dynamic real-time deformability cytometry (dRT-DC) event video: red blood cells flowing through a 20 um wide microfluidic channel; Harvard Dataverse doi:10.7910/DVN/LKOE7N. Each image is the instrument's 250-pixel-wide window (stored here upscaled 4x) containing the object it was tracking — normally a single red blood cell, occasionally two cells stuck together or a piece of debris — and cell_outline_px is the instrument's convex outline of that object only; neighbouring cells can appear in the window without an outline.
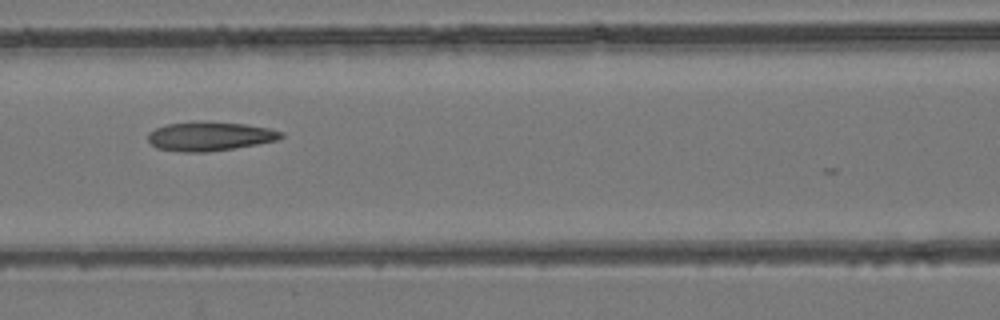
{"species": "common noctule bat (a hibernating species)", "species_latin": "Nyctalus noctula", "temperature_condition": "room temperature", "stored_images_in_passage": 18, "camera_frame_rate_fps": 3000, "um_per_image_px": 0.085, "animal": {"sex": "female", "body_mass_g": 24.6, "forearm_length_mm": 56.2}, "frame": {"image": 1, "passage_image": 15, "time_ms": 4.667, "image_size_px": [1000, 320], "cell_outline_px": [[284, 136], [276, 140], [256, 144], [208, 152], [184, 152], [156, 148], [148, 140], [148, 132], [156, 128], [168, 124], [196, 120], [244, 124], [268, 128], [284, 132]], "centroid_in_image_um": [17.8, 11.57], "position_along_channel_um": 148.8, "area_um2": 22.54}}